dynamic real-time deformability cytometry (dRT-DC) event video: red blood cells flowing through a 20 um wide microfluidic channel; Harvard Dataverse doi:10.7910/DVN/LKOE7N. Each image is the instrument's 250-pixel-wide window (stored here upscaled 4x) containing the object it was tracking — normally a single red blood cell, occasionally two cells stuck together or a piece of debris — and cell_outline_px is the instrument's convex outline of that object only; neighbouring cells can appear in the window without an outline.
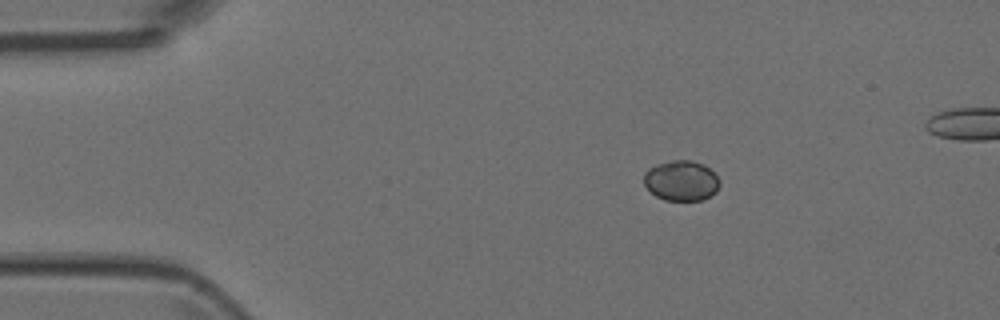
{"species": "Egyptian fruit bat (a non-hibernating species)", "species_latin": "Rousettus aegyptiacus", "temperature_condition": "room temperature", "stored_images_in_passage": 41, "camera_frame_rate_fps": 3000, "um_per_image_px": 0.085, "animal": {"sex": "female"}, "frame": {"image": 1, "passage_image": 1, "time_ms": 0.0, "image_size_px": [1000, 320], "cell_outline_px": [[720, 184], [716, 192], [700, 200], [664, 200], [656, 196], [644, 184], [644, 172], [648, 168], [656, 164], [672, 160], [692, 160], [704, 164], [720, 180]], "centroid_in_image_um": [57.89, 15.34], "position_along_channel_um": 27.1, "area_um2": 17.74}}
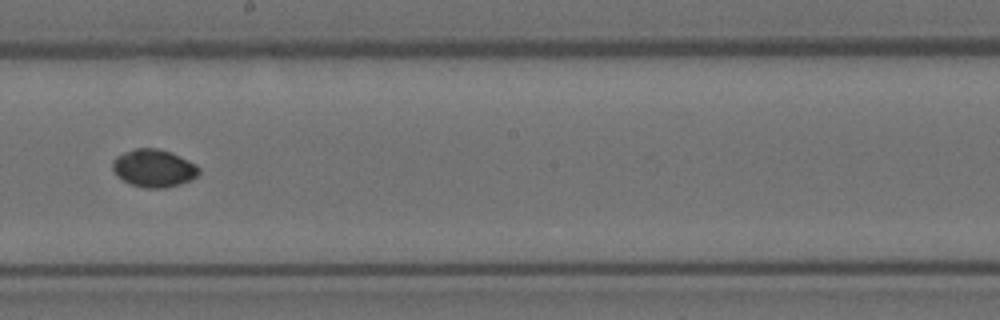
{"frame": {"image": 2, "passage_image": 21, "time_ms": 6.667, "image_size_px": [1000, 320], "cell_outline_px": [[200, 172], [192, 180], [180, 184], [164, 188], [144, 188], [132, 184], [116, 176], [112, 168], [112, 160], [116, 156], [124, 152], [136, 148], [156, 148], [172, 152], [196, 164], [200, 168]], "centroid_in_image_um": [13.07, 14.29], "position_along_channel_um": 235.1, "area_um2": 19.13}}
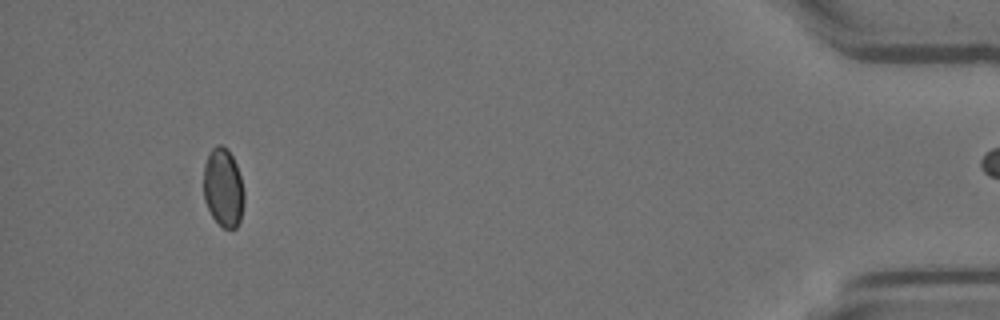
{"frame": {"image": 3, "passage_image": 40, "time_ms": 13.0, "image_size_px": [1000, 320], "cell_outline_px": [[244, 204], [240, 220], [236, 228], [224, 228], [212, 216], [204, 200], [204, 164], [208, 152], [216, 144], [220, 144], [228, 148], [236, 164], [240, 176], [244, 192]], "centroid_in_image_um": [18.97, 15.91], "position_along_channel_um": 416.2, "area_um2": 18.67}}